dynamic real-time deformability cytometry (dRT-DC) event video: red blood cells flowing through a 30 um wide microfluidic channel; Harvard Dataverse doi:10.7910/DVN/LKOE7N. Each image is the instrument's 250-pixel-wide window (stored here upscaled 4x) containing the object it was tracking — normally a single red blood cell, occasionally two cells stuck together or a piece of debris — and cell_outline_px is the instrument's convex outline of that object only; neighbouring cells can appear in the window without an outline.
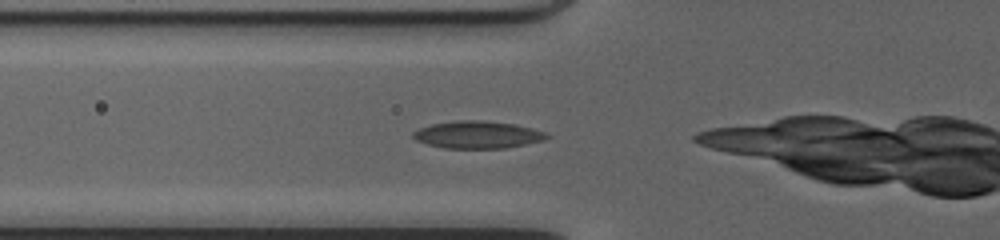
{"species": "common noctule bat (a hibernating species)", "species_latin": "Nyctalus noctula", "temperature_condition": "cold", "stored_images_in_passage": 18, "camera_frame_rate_fps": 3000, "um_per_image_px": 0.085, "animal": {"sex": "female", "body_mass_g": 20.0, "forearm_length_mm": 54.0}, "frame": {"image": 1, "passage_image": 2, "time_ms": 0.333, "image_size_px": [1000, 240], "cell_outline_px": [[552, 136], [544, 140], [504, 148], [444, 148], [428, 144], [416, 140], [412, 136], [412, 132], [420, 128], [432, 124], [456, 120], [484, 120], [516, 124], [548, 132]], "centroid_in_image_um": [40.63, 11.44], "position_along_channel_um": 85.2, "area_um2": 21.39}}
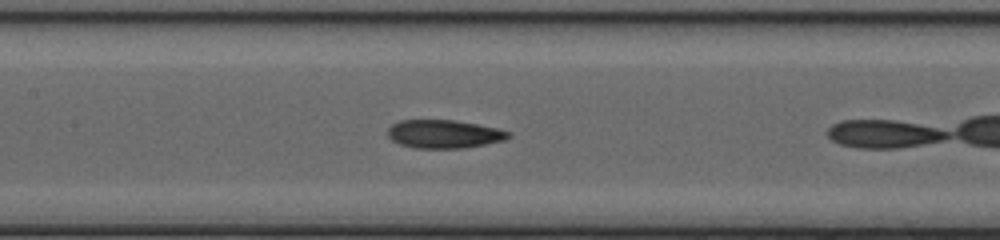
{"frame": {"image": 2, "passage_image": 8, "time_ms": 2.333, "image_size_px": [1000, 240], "cell_outline_px": [[512, 136], [504, 140], [464, 148], [412, 148], [400, 144], [392, 140], [388, 136], [388, 128], [392, 124], [400, 120], [456, 120], [496, 128], [512, 132]], "centroid_in_image_um": [37.74, 11.39], "position_along_channel_um": 169.7, "area_um2": 19.94}}
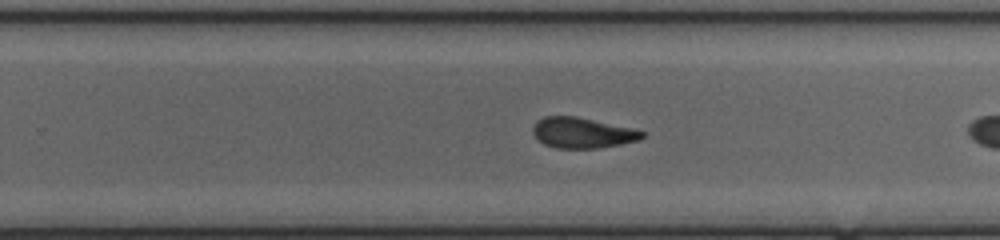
{"frame": {"image": 3, "passage_image": 16, "time_ms": 5.0, "image_size_px": [1000, 240], "cell_outline_px": [[644, 136], [640, 140], [620, 144], [596, 148], [556, 148], [544, 144], [532, 132], [532, 128], [536, 120], [544, 116], [576, 116], [636, 128], [644, 132]], "centroid_in_image_um": [49.52, 11.27], "position_along_channel_um": 280.3, "area_um2": 19.59}}